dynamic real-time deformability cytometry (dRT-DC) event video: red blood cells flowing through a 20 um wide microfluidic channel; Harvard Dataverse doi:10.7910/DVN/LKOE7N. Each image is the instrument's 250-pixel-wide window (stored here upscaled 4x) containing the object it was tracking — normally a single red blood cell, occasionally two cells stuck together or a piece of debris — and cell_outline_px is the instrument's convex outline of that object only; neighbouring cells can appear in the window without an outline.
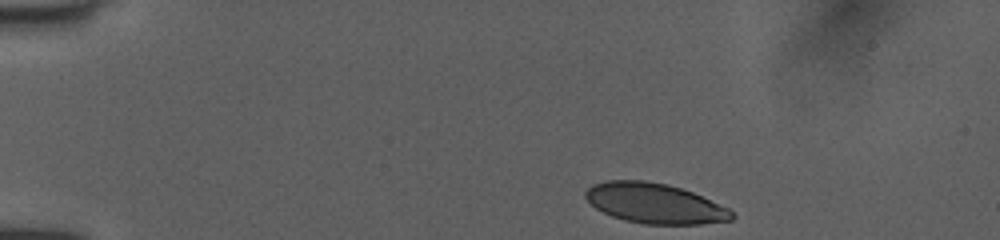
{"species": "human", "species_latin": "Homo sapiens", "temperature_condition": "room temperature", "stored_images_in_passage": 43, "camera_frame_rate_fps": 3000, "um_per_image_px": 0.085, "donor": {"sex": "female"}, "frame": {"image": 1, "passage_image": 1, "time_ms": 0.0, "image_size_px": [1000, 240], "cell_outline_px": [[736, 216], [732, 220], [700, 224], [644, 224], [624, 220], [612, 216], [596, 208], [584, 196], [584, 192], [592, 184], [608, 180], [644, 180], [668, 184], [692, 192], [728, 208]], "centroid_in_image_um": [55.64, 17.28], "position_along_channel_um": 29.4, "area_um2": 34.1}}
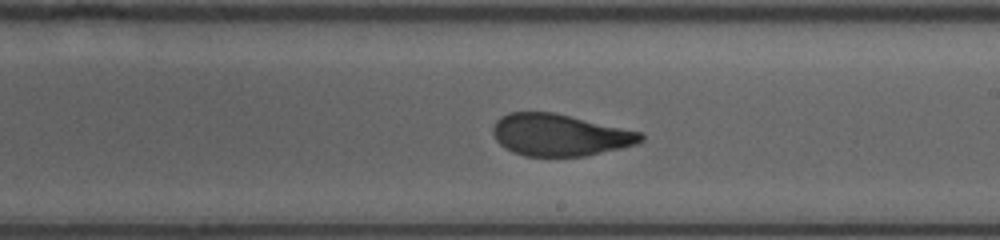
{"frame": {"image": 2, "passage_image": 23, "time_ms": 7.333, "image_size_px": [1000, 240], "cell_outline_px": [[644, 140], [636, 144], [620, 148], [584, 156], [524, 156], [512, 152], [504, 148], [496, 140], [492, 132], [492, 128], [496, 120], [500, 116], [508, 112], [552, 112], [644, 132]], "centroid_in_image_um": [47.56, 11.47], "position_along_channel_um": 241.4, "area_um2": 36.24}}
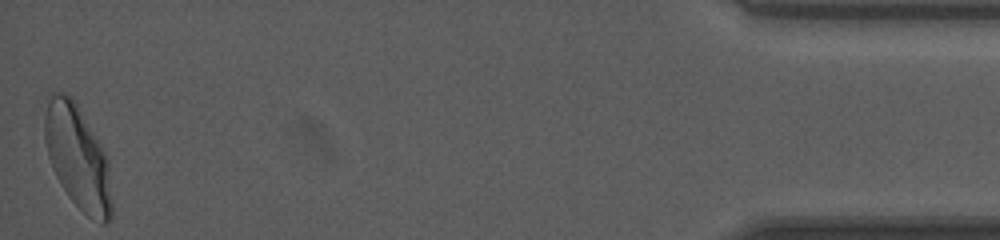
{"frame": {"image": 3, "passage_image": 43, "time_ms": 14.0, "image_size_px": [1000, 240], "cell_outline_px": [[112, 216], [108, 224], [100, 224], [88, 216], [68, 196], [60, 184], [52, 168], [48, 156], [44, 140], [44, 116], [48, 100], [52, 92], [64, 92], [72, 96], [104, 152], [108, 160], [112, 204]], "centroid_in_image_um": [6.59, 13.4], "position_along_channel_um": 428.6, "area_um2": 40.52}, "authors_computed_cell_mechanics": {"area_um2": 37.1076, "velocity_mm_per_s": 4.0288, "shape_relaxation_time_tau1_ms": 6.5717, "shape_relaxation_time_tau2_ms": 0.8745, "deformation_change_tau1": 0.1989, "deformation_change_tau2": 0.0824}}